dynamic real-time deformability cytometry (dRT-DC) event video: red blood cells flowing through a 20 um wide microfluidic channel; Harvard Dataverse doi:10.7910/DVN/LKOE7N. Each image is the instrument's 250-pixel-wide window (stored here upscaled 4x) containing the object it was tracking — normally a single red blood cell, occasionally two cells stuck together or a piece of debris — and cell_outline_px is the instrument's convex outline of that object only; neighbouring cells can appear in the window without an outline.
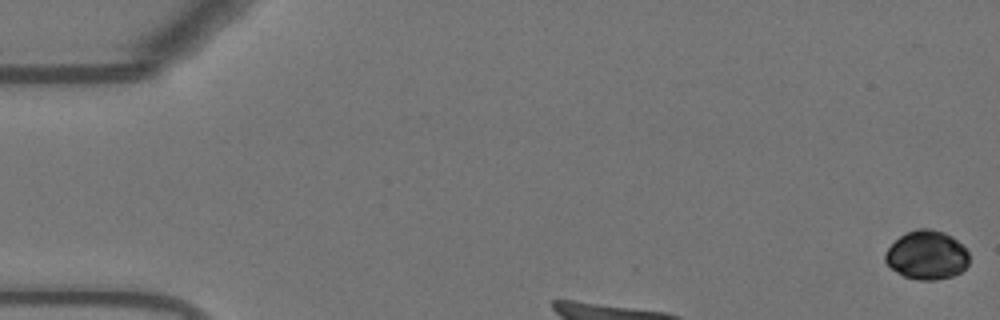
{"species": "Egyptian fruit bat (a non-hibernating species)", "species_latin": "Rousettus aegyptiacus", "temperature_condition": "warm", "stored_images_in_passage": 58, "camera_frame_rate_fps": 3000, "um_per_image_px": 0.085, "animal": {"sex": "female"}, "frame": {"image": 1, "passage_image": 1, "time_ms": 0.0, "image_size_px": [1000, 320], "cell_outline_px": [[968, 264], [960, 272], [952, 276], [936, 280], [916, 280], [904, 276], [896, 272], [884, 260], [884, 252], [900, 236], [916, 228], [932, 228], [944, 232], [952, 236], [968, 252]], "centroid_in_image_um": [78.76, 21.68], "position_along_channel_um": 6.2, "area_um2": 23.87}}
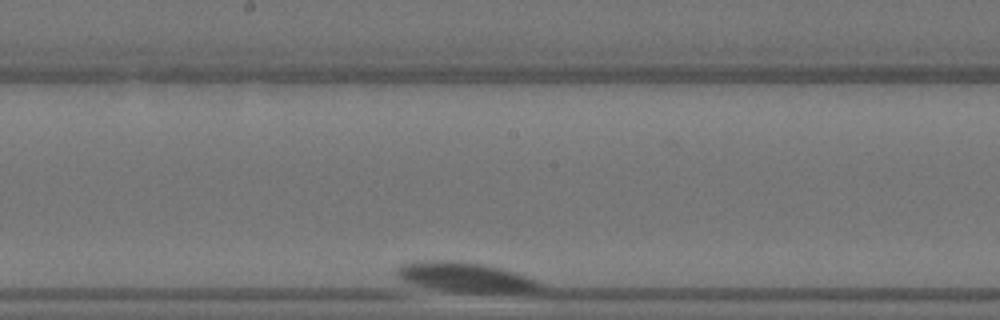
{"frame": {"image": 2, "passage_image": 36, "time_ms": 11.667, "image_size_px": [1000, 320], "cell_outline_px": [[544, 284], [540, 288], [524, 292], [492, 292], [444, 288], [408, 284], [400, 280], [396, 276], [396, 268], [404, 264], [416, 260], [460, 260], [484, 264], [516, 272], [540, 280]], "centroid_in_image_um": [39.54, 23.5], "position_along_channel_um": 208.7, "area_um2": 24.45}}
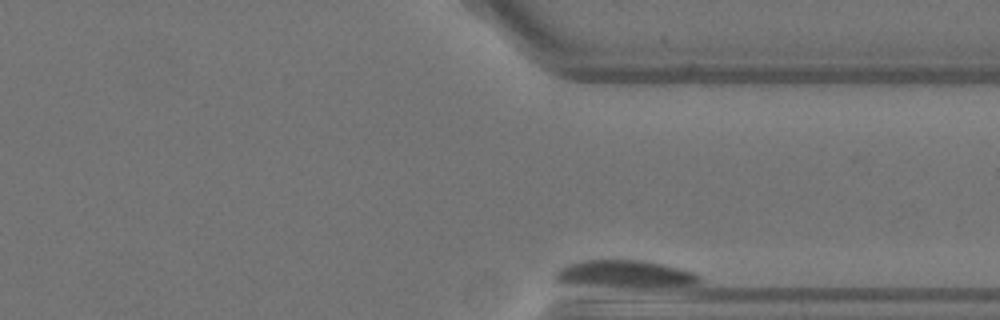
{"frame": {"image": 3, "passage_image": 58, "time_ms": 19.0, "image_size_px": [1000, 320], "cell_outline_px": [[704, 280], [700, 284], [564, 284], [556, 280], [552, 276], [564, 264], [580, 260], [612, 256], [616, 256], [644, 260], [664, 264], [696, 272]], "centroid_in_image_um": [53.01, 23.17], "position_along_channel_um": 358.4, "area_um2": 22.83}}